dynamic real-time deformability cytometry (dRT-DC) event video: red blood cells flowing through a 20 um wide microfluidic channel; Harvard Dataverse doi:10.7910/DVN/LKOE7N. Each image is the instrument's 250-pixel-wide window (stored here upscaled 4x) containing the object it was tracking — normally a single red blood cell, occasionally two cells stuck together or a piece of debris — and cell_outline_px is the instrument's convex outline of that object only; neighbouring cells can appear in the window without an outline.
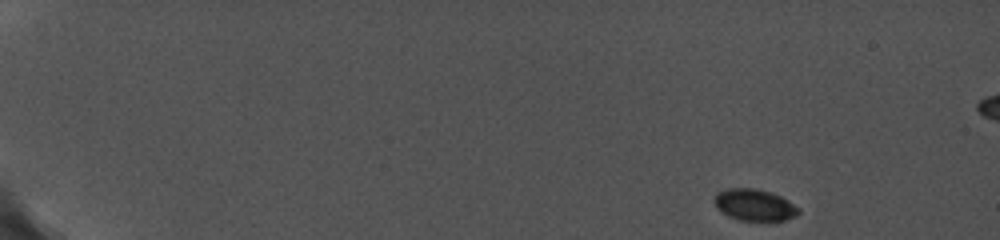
{"species": "common noctule bat (a hibernating species)", "species_latin": "Nyctalus noctula", "temperature_condition": "cold", "stored_images_in_passage": 6, "camera_frame_rate_fps": 5000, "um_per_image_px": 0.085, "animal": {"sex": "female", "body_mass_g": 19.0, "forearm_length_mm": 56.7}, "frame": {"image": 1, "passage_image": 1, "time_ms": 0.0, "image_size_px": [1000, 240], "cell_outline_px": [[800, 212], [796, 216], [772, 224], [768, 224], [740, 220], [728, 216], [716, 204], [716, 192], [728, 188], [752, 188], [768, 192], [780, 196], [792, 204]], "centroid_in_image_um": [64.17, 17.48], "position_along_channel_um": 20.8, "area_um2": 15.61}}